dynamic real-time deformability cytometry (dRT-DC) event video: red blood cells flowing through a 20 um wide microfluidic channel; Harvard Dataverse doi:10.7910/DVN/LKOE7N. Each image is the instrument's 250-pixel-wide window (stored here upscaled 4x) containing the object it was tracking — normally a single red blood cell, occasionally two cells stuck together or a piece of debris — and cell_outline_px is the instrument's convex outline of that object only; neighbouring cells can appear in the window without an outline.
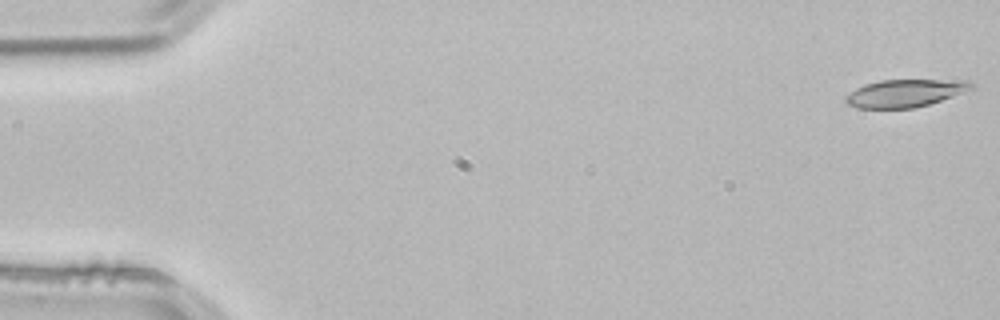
{"species": "common noctule bat (a hibernating species)", "species_latin": "Nyctalus noctula", "temperature_condition": "room temperature", "stored_images_in_passage": 19, "camera_frame_rate_fps": 3000, "um_per_image_px": 0.085, "animal": {"sex": "male", "body_mass_g": 21.5, "forearm_length_mm": 52.0}, "frame": {"image": 1, "passage_image": 1, "time_ms": 0.0, "image_size_px": [1000, 320], "cell_outline_px": [[976, 88], [928, 104], [912, 108], [860, 108], [848, 104], [844, 100], [844, 96], [848, 92], [864, 84], [880, 80], [968, 80]], "centroid_in_image_um": [76.9, 7.91], "position_along_channel_um": 8.1, "area_um2": 20.17}}
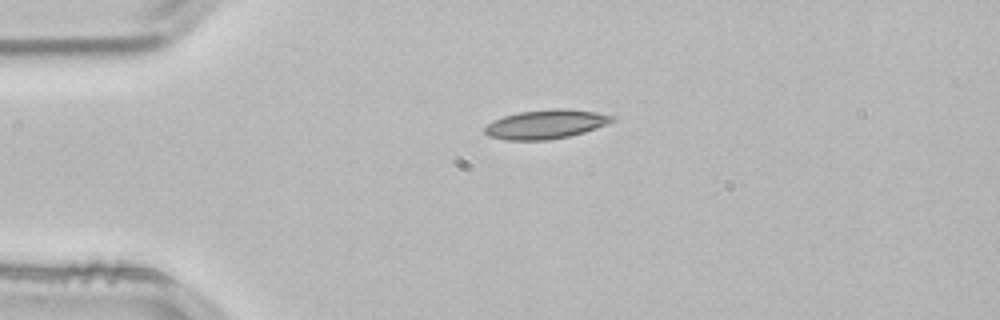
{"frame": {"image": 2, "passage_image": 12, "time_ms": 3.667, "image_size_px": [1000, 320], "cell_outline_px": [[616, 120], [608, 124], [584, 132], [568, 136], [548, 140], [504, 140], [488, 136], [484, 132], [484, 128], [492, 120], [504, 116], [520, 112], [552, 108], [568, 108], [596, 112], [616, 116]], "centroid_in_image_um": [46.41, 10.55], "position_along_channel_um": 38.6, "area_um2": 21.79}}